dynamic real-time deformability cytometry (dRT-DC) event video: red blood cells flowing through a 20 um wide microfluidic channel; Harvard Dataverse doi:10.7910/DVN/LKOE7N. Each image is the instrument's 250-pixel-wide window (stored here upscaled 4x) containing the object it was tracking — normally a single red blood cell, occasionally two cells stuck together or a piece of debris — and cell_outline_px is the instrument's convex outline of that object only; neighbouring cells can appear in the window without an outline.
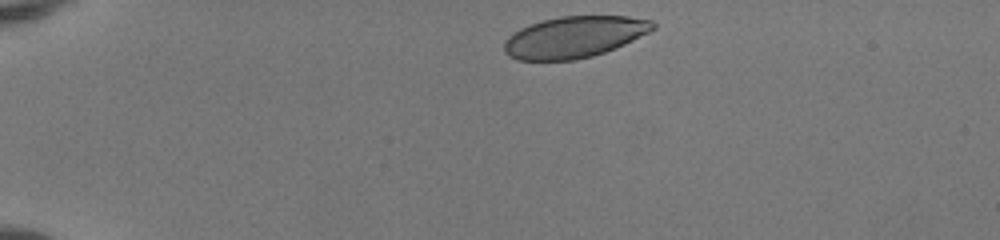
{"species": "human", "species_latin": "Homo sapiens", "temperature_condition": "room temperature", "stored_images_in_passage": 41, "camera_frame_rate_fps": 3000, "um_per_image_px": 0.085, "donor": {"sex": "female"}, "frame": {"image": 1, "passage_image": 1, "time_ms": 0.0, "image_size_px": [1000, 240], "cell_outline_px": [[656, 28], [616, 48], [592, 56], [576, 60], [516, 60], [508, 56], [504, 52], [504, 40], [512, 32], [528, 24], [540, 20], [560, 16], [628, 16], [652, 20], [656, 24]], "centroid_in_image_um": [48.77, 3.14], "position_along_channel_um": 36.2, "area_um2": 36.18}}
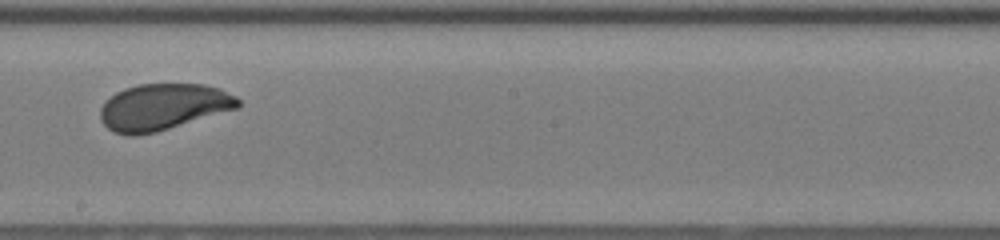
{"frame": {"image": 2, "passage_image": 21, "time_ms": 6.667, "image_size_px": [1000, 240], "cell_outline_px": [[240, 108], [156, 132], [132, 136], [128, 136], [116, 132], [108, 128], [100, 120], [100, 108], [116, 92], [124, 88], [140, 84], [204, 84], [220, 88], [236, 96], [240, 100]], "centroid_in_image_um": [13.9, 9.09], "position_along_channel_um": 234.3, "area_um2": 37.34}}
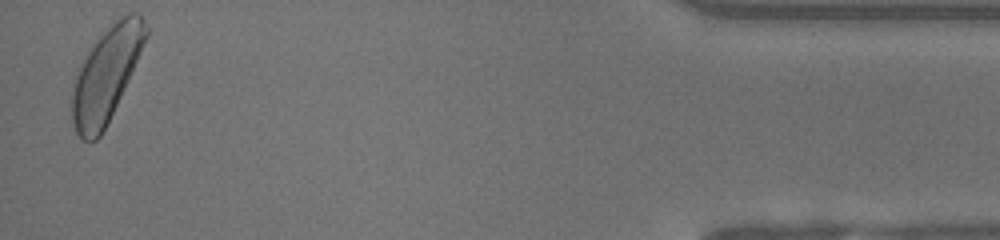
{"frame": {"image": 3, "passage_image": 40, "time_ms": 13.0, "image_size_px": [1000, 240], "cell_outline_px": [[148, 36], [128, 80], [100, 136], [96, 140], [80, 140], [72, 124], [72, 96], [76, 68], [88, 52], [104, 32], [120, 16], [128, 12], [136, 12], [144, 20], [148, 28]], "centroid_in_image_um": [9.01, 6.32], "position_along_channel_um": 426.2, "area_um2": 39.71}, "authors_computed_cell_mechanics": {"area_um2": 37.6856, "velocity_mm_per_s": 4.0931, "shape_relaxation_time_tau1_ms": 2.0685, "shape_relaxation_time_tau2_ms": null, "deformation_change_tau1": 0.1148, "deformation_change_tau2": null}}